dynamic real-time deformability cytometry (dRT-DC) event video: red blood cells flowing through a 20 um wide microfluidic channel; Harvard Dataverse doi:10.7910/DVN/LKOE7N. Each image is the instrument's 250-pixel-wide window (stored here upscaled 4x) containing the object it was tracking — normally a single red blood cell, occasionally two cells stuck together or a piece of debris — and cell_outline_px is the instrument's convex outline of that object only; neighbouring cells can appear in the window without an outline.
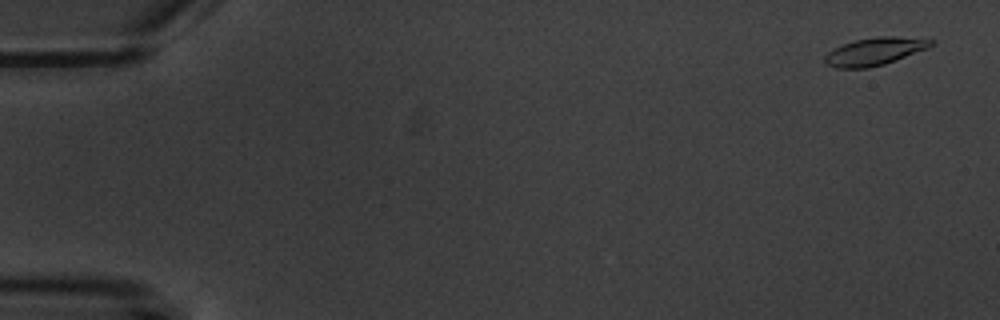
{"species": "common noctule bat (a hibernating species)", "species_latin": "Nyctalus noctula", "temperature_condition": "warm", "stored_images_in_passage": 15, "camera_frame_rate_fps": 3000, "um_per_image_px": 0.085, "animal": {"sex": "male", "body_mass_g": 20.1, "forearm_length_mm": 53.5}, "frame": {"image": 1, "passage_image": 1, "time_ms": 0.0, "image_size_px": [1000, 320], "cell_outline_px": [[936, 40], [928, 48], [884, 64], [868, 68], [836, 68], [824, 64], [824, 56], [828, 52], [844, 44], [856, 40], [880, 36], [892, 36]], "centroid_in_image_um": [74.32, 4.38], "position_along_channel_um": 10.7, "area_um2": 16.88}}
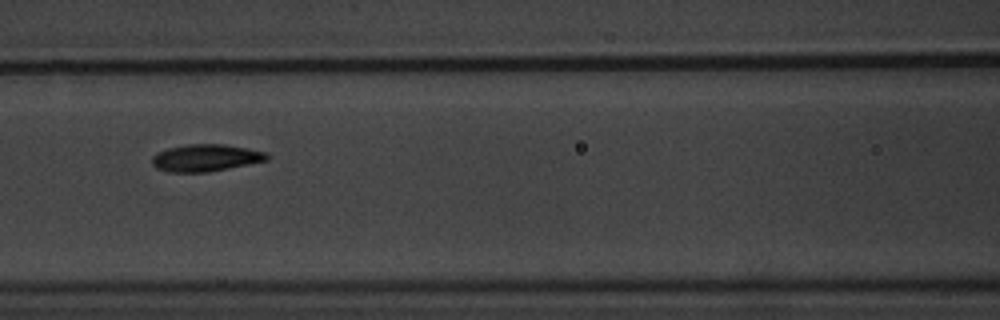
{"frame": {"image": 2, "passage_image": 7, "time_ms": 8.0, "image_size_px": [1000, 320], "cell_outline_px": [[268, 160], [208, 172], [168, 172], [156, 168], [152, 164], [152, 156], [156, 152], [168, 148], [188, 144], [224, 144], [248, 148], [264, 152], [268, 156]], "centroid_in_image_um": [17.44, 13.41], "position_along_channel_um": 149.2, "area_um2": 18.09}}
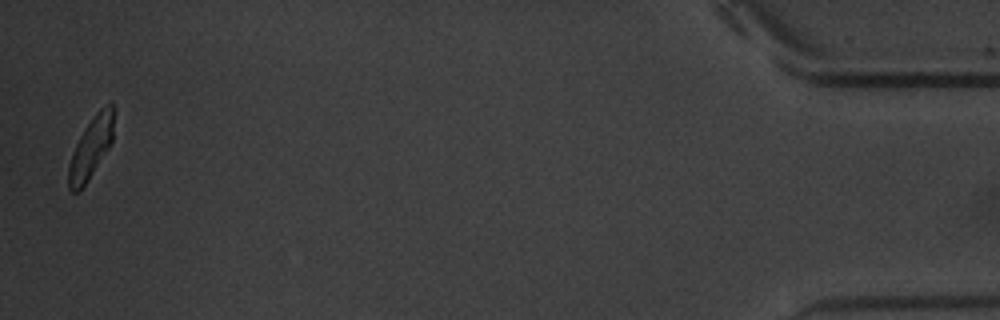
{"frame": {"image": 3, "passage_image": 15, "time_ms": 18.333, "image_size_px": [1000, 320], "cell_outline_px": [[116, 108], [112, 140], [108, 148], [88, 180], [80, 192], [72, 192], [68, 188], [68, 164], [72, 152], [84, 128], [96, 112], [100, 108], [112, 100]], "centroid_in_image_um": [7.75, 12.5], "position_along_channel_um": 427.4, "area_um2": 16.47}, "authors_computed_cell_mechanics": {"area_um2": 17.5712, "velocity_mm_per_s": 3.5249, "shape_relaxation_time_tau1_ms": 2.1642, "shape_relaxation_time_tau2_ms": 5.8092, "deformation_change_tau1": 0.1221, "deformation_change_tau2": 0.0757}}